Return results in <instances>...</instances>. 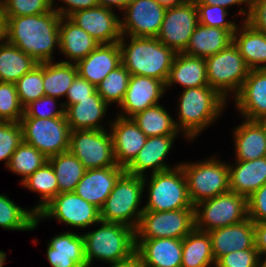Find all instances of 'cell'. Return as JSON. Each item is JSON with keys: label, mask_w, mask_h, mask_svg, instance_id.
<instances>
[{"label": "cell", "mask_w": 266, "mask_h": 267, "mask_svg": "<svg viewBox=\"0 0 266 267\" xmlns=\"http://www.w3.org/2000/svg\"><path fill=\"white\" fill-rule=\"evenodd\" d=\"M205 62L208 85L224 99L228 91L234 90L236 96L250 71L237 46L232 42L217 54L205 58Z\"/></svg>", "instance_id": "cell-8"}, {"label": "cell", "mask_w": 266, "mask_h": 267, "mask_svg": "<svg viewBox=\"0 0 266 267\" xmlns=\"http://www.w3.org/2000/svg\"><path fill=\"white\" fill-rule=\"evenodd\" d=\"M130 76L129 71L121 64L109 72L96 87L98 94L107 104L117 102L120 105L125 97Z\"/></svg>", "instance_id": "cell-41"}, {"label": "cell", "mask_w": 266, "mask_h": 267, "mask_svg": "<svg viewBox=\"0 0 266 267\" xmlns=\"http://www.w3.org/2000/svg\"><path fill=\"white\" fill-rule=\"evenodd\" d=\"M225 100L209 85L184 89L179 106L180 124L175 122L177 130L183 128L188 138H194L216 119Z\"/></svg>", "instance_id": "cell-4"}, {"label": "cell", "mask_w": 266, "mask_h": 267, "mask_svg": "<svg viewBox=\"0 0 266 267\" xmlns=\"http://www.w3.org/2000/svg\"><path fill=\"white\" fill-rule=\"evenodd\" d=\"M74 64V65H73ZM63 61L60 63L43 62V88L45 96H66L73 80L78 75L75 63Z\"/></svg>", "instance_id": "cell-36"}, {"label": "cell", "mask_w": 266, "mask_h": 267, "mask_svg": "<svg viewBox=\"0 0 266 267\" xmlns=\"http://www.w3.org/2000/svg\"><path fill=\"white\" fill-rule=\"evenodd\" d=\"M199 207H203L202 211ZM194 210L195 229L203 232L238 224L248 218L247 197L233 191L202 201Z\"/></svg>", "instance_id": "cell-6"}, {"label": "cell", "mask_w": 266, "mask_h": 267, "mask_svg": "<svg viewBox=\"0 0 266 267\" xmlns=\"http://www.w3.org/2000/svg\"><path fill=\"white\" fill-rule=\"evenodd\" d=\"M247 22L257 31L266 34V0H251Z\"/></svg>", "instance_id": "cell-51"}, {"label": "cell", "mask_w": 266, "mask_h": 267, "mask_svg": "<svg viewBox=\"0 0 266 267\" xmlns=\"http://www.w3.org/2000/svg\"><path fill=\"white\" fill-rule=\"evenodd\" d=\"M164 90L165 84L158 79L131 75L125 97L120 104L121 109L131 118L146 108L158 105Z\"/></svg>", "instance_id": "cell-22"}, {"label": "cell", "mask_w": 266, "mask_h": 267, "mask_svg": "<svg viewBox=\"0 0 266 267\" xmlns=\"http://www.w3.org/2000/svg\"><path fill=\"white\" fill-rule=\"evenodd\" d=\"M215 264L208 232L194 229L182 239L181 267H209Z\"/></svg>", "instance_id": "cell-34"}, {"label": "cell", "mask_w": 266, "mask_h": 267, "mask_svg": "<svg viewBox=\"0 0 266 267\" xmlns=\"http://www.w3.org/2000/svg\"><path fill=\"white\" fill-rule=\"evenodd\" d=\"M6 17H19L46 13L52 10V0H2Z\"/></svg>", "instance_id": "cell-44"}, {"label": "cell", "mask_w": 266, "mask_h": 267, "mask_svg": "<svg viewBox=\"0 0 266 267\" xmlns=\"http://www.w3.org/2000/svg\"><path fill=\"white\" fill-rule=\"evenodd\" d=\"M248 218L254 223L266 222V183L247 198Z\"/></svg>", "instance_id": "cell-49"}, {"label": "cell", "mask_w": 266, "mask_h": 267, "mask_svg": "<svg viewBox=\"0 0 266 267\" xmlns=\"http://www.w3.org/2000/svg\"><path fill=\"white\" fill-rule=\"evenodd\" d=\"M39 218L55 217L75 227L100 223V209L79 197L75 192L59 193L38 214Z\"/></svg>", "instance_id": "cell-14"}, {"label": "cell", "mask_w": 266, "mask_h": 267, "mask_svg": "<svg viewBox=\"0 0 266 267\" xmlns=\"http://www.w3.org/2000/svg\"><path fill=\"white\" fill-rule=\"evenodd\" d=\"M196 6L200 24L228 30L232 35L235 33L237 24L225 21V16L228 14L226 8L218 5L211 6L205 4H196Z\"/></svg>", "instance_id": "cell-46"}, {"label": "cell", "mask_w": 266, "mask_h": 267, "mask_svg": "<svg viewBox=\"0 0 266 267\" xmlns=\"http://www.w3.org/2000/svg\"><path fill=\"white\" fill-rule=\"evenodd\" d=\"M236 156L239 161L266 157V137L255 120H245L235 129Z\"/></svg>", "instance_id": "cell-32"}, {"label": "cell", "mask_w": 266, "mask_h": 267, "mask_svg": "<svg viewBox=\"0 0 266 267\" xmlns=\"http://www.w3.org/2000/svg\"><path fill=\"white\" fill-rule=\"evenodd\" d=\"M187 181L193 206L230 191L229 165L210 159L205 162L180 164Z\"/></svg>", "instance_id": "cell-7"}, {"label": "cell", "mask_w": 266, "mask_h": 267, "mask_svg": "<svg viewBox=\"0 0 266 267\" xmlns=\"http://www.w3.org/2000/svg\"><path fill=\"white\" fill-rule=\"evenodd\" d=\"M176 135L148 137L134 160L125 168V172L144 177V171L153 168V173L169 170L163 161L171 148Z\"/></svg>", "instance_id": "cell-24"}, {"label": "cell", "mask_w": 266, "mask_h": 267, "mask_svg": "<svg viewBox=\"0 0 266 267\" xmlns=\"http://www.w3.org/2000/svg\"><path fill=\"white\" fill-rule=\"evenodd\" d=\"M56 179L59 193L74 192L86 172L82 162L69 150L48 158Z\"/></svg>", "instance_id": "cell-35"}, {"label": "cell", "mask_w": 266, "mask_h": 267, "mask_svg": "<svg viewBox=\"0 0 266 267\" xmlns=\"http://www.w3.org/2000/svg\"><path fill=\"white\" fill-rule=\"evenodd\" d=\"M56 98L49 97V96H42L37 100L31 101L24 107V115L22 118H58V117H65V109L55 110L51 109L50 111H38L36 108L37 106H43L46 104H52L53 107L56 105ZM51 106V105H50Z\"/></svg>", "instance_id": "cell-48"}, {"label": "cell", "mask_w": 266, "mask_h": 267, "mask_svg": "<svg viewBox=\"0 0 266 267\" xmlns=\"http://www.w3.org/2000/svg\"><path fill=\"white\" fill-rule=\"evenodd\" d=\"M7 19L4 13V8L0 0V41L6 40Z\"/></svg>", "instance_id": "cell-56"}, {"label": "cell", "mask_w": 266, "mask_h": 267, "mask_svg": "<svg viewBox=\"0 0 266 267\" xmlns=\"http://www.w3.org/2000/svg\"><path fill=\"white\" fill-rule=\"evenodd\" d=\"M86 31L98 44L118 43L122 37L121 21L112 8L95 6L79 10L68 17Z\"/></svg>", "instance_id": "cell-16"}, {"label": "cell", "mask_w": 266, "mask_h": 267, "mask_svg": "<svg viewBox=\"0 0 266 267\" xmlns=\"http://www.w3.org/2000/svg\"><path fill=\"white\" fill-rule=\"evenodd\" d=\"M6 41L33 57L38 63L51 62L59 46L61 16L52 10L36 15L6 17Z\"/></svg>", "instance_id": "cell-1"}, {"label": "cell", "mask_w": 266, "mask_h": 267, "mask_svg": "<svg viewBox=\"0 0 266 267\" xmlns=\"http://www.w3.org/2000/svg\"><path fill=\"white\" fill-rule=\"evenodd\" d=\"M136 255L143 267H181L182 239H136Z\"/></svg>", "instance_id": "cell-19"}, {"label": "cell", "mask_w": 266, "mask_h": 267, "mask_svg": "<svg viewBox=\"0 0 266 267\" xmlns=\"http://www.w3.org/2000/svg\"><path fill=\"white\" fill-rule=\"evenodd\" d=\"M244 27L236 36L237 28L233 34V43L237 46L240 55L250 70L266 69V34L257 31L246 20ZM240 35V36H239ZM264 65H259L262 64Z\"/></svg>", "instance_id": "cell-31"}, {"label": "cell", "mask_w": 266, "mask_h": 267, "mask_svg": "<svg viewBox=\"0 0 266 267\" xmlns=\"http://www.w3.org/2000/svg\"><path fill=\"white\" fill-rule=\"evenodd\" d=\"M195 229L194 208L169 211H146L135 230L136 239H183Z\"/></svg>", "instance_id": "cell-11"}, {"label": "cell", "mask_w": 266, "mask_h": 267, "mask_svg": "<svg viewBox=\"0 0 266 267\" xmlns=\"http://www.w3.org/2000/svg\"><path fill=\"white\" fill-rule=\"evenodd\" d=\"M179 83L185 89L208 85L206 62L204 58L187 55L184 52L177 53L165 87Z\"/></svg>", "instance_id": "cell-28"}, {"label": "cell", "mask_w": 266, "mask_h": 267, "mask_svg": "<svg viewBox=\"0 0 266 267\" xmlns=\"http://www.w3.org/2000/svg\"><path fill=\"white\" fill-rule=\"evenodd\" d=\"M64 20L66 23L63 22ZM98 45L86 31L74 24L69 18L61 17L58 47L70 60L75 61V64L87 57Z\"/></svg>", "instance_id": "cell-30"}, {"label": "cell", "mask_w": 266, "mask_h": 267, "mask_svg": "<svg viewBox=\"0 0 266 267\" xmlns=\"http://www.w3.org/2000/svg\"><path fill=\"white\" fill-rule=\"evenodd\" d=\"M25 187L41 193V203L32 210L38 214L50 201L59 194L58 181L49 162L38 168L33 174L22 181Z\"/></svg>", "instance_id": "cell-38"}, {"label": "cell", "mask_w": 266, "mask_h": 267, "mask_svg": "<svg viewBox=\"0 0 266 267\" xmlns=\"http://www.w3.org/2000/svg\"><path fill=\"white\" fill-rule=\"evenodd\" d=\"M23 142L47 158L69 150L71 129L66 117L21 118Z\"/></svg>", "instance_id": "cell-10"}, {"label": "cell", "mask_w": 266, "mask_h": 267, "mask_svg": "<svg viewBox=\"0 0 266 267\" xmlns=\"http://www.w3.org/2000/svg\"><path fill=\"white\" fill-rule=\"evenodd\" d=\"M102 226L84 234V253L87 265L93 258L119 263L136 255L135 229L120 223L100 221Z\"/></svg>", "instance_id": "cell-3"}, {"label": "cell", "mask_w": 266, "mask_h": 267, "mask_svg": "<svg viewBox=\"0 0 266 267\" xmlns=\"http://www.w3.org/2000/svg\"><path fill=\"white\" fill-rule=\"evenodd\" d=\"M254 239L259 255L266 254V222L254 223Z\"/></svg>", "instance_id": "cell-53"}, {"label": "cell", "mask_w": 266, "mask_h": 267, "mask_svg": "<svg viewBox=\"0 0 266 267\" xmlns=\"http://www.w3.org/2000/svg\"><path fill=\"white\" fill-rule=\"evenodd\" d=\"M196 4H205V5H218L221 6L223 8H226L228 6L234 5V4H242L243 2H246V4L249 5V10L247 13H245V11L243 10V8H241L240 12H238V14H245L247 15L246 17V21L249 17L250 14V10H251V0H194Z\"/></svg>", "instance_id": "cell-54"}, {"label": "cell", "mask_w": 266, "mask_h": 267, "mask_svg": "<svg viewBox=\"0 0 266 267\" xmlns=\"http://www.w3.org/2000/svg\"><path fill=\"white\" fill-rule=\"evenodd\" d=\"M19 101L23 107L31 101L45 96L43 88V62L24 74L16 83Z\"/></svg>", "instance_id": "cell-42"}, {"label": "cell", "mask_w": 266, "mask_h": 267, "mask_svg": "<svg viewBox=\"0 0 266 267\" xmlns=\"http://www.w3.org/2000/svg\"><path fill=\"white\" fill-rule=\"evenodd\" d=\"M39 217L33 210H24L0 194V227L8 230H32Z\"/></svg>", "instance_id": "cell-39"}, {"label": "cell", "mask_w": 266, "mask_h": 267, "mask_svg": "<svg viewBox=\"0 0 266 267\" xmlns=\"http://www.w3.org/2000/svg\"><path fill=\"white\" fill-rule=\"evenodd\" d=\"M69 151L82 162L86 170L118 166L111 134L105 130L71 131Z\"/></svg>", "instance_id": "cell-12"}, {"label": "cell", "mask_w": 266, "mask_h": 267, "mask_svg": "<svg viewBox=\"0 0 266 267\" xmlns=\"http://www.w3.org/2000/svg\"><path fill=\"white\" fill-rule=\"evenodd\" d=\"M131 0H97V3L99 6H103L106 8H113V5L115 7H118L122 10L126 8V6L130 3Z\"/></svg>", "instance_id": "cell-55"}, {"label": "cell", "mask_w": 266, "mask_h": 267, "mask_svg": "<svg viewBox=\"0 0 266 267\" xmlns=\"http://www.w3.org/2000/svg\"><path fill=\"white\" fill-rule=\"evenodd\" d=\"M145 179L124 172L100 209L101 221L124 224L136 230L144 211V208L139 209L138 206L146 184Z\"/></svg>", "instance_id": "cell-5"}, {"label": "cell", "mask_w": 266, "mask_h": 267, "mask_svg": "<svg viewBox=\"0 0 266 267\" xmlns=\"http://www.w3.org/2000/svg\"><path fill=\"white\" fill-rule=\"evenodd\" d=\"M235 99L237 107L247 120L265 117L266 69L250 70Z\"/></svg>", "instance_id": "cell-23"}, {"label": "cell", "mask_w": 266, "mask_h": 267, "mask_svg": "<svg viewBox=\"0 0 266 267\" xmlns=\"http://www.w3.org/2000/svg\"><path fill=\"white\" fill-rule=\"evenodd\" d=\"M167 7L157 0H131L126 6L125 20L121 21L122 36L156 37L160 31Z\"/></svg>", "instance_id": "cell-15"}, {"label": "cell", "mask_w": 266, "mask_h": 267, "mask_svg": "<svg viewBox=\"0 0 266 267\" xmlns=\"http://www.w3.org/2000/svg\"><path fill=\"white\" fill-rule=\"evenodd\" d=\"M161 5H164L165 7H171L178 4H182L186 2L187 0H157Z\"/></svg>", "instance_id": "cell-58"}, {"label": "cell", "mask_w": 266, "mask_h": 267, "mask_svg": "<svg viewBox=\"0 0 266 267\" xmlns=\"http://www.w3.org/2000/svg\"><path fill=\"white\" fill-rule=\"evenodd\" d=\"M112 267H143L137 255H134L129 260L119 263H112Z\"/></svg>", "instance_id": "cell-57"}, {"label": "cell", "mask_w": 266, "mask_h": 267, "mask_svg": "<svg viewBox=\"0 0 266 267\" xmlns=\"http://www.w3.org/2000/svg\"><path fill=\"white\" fill-rule=\"evenodd\" d=\"M259 252L254 246L252 249L230 252L221 256L216 262V267H260Z\"/></svg>", "instance_id": "cell-47"}, {"label": "cell", "mask_w": 266, "mask_h": 267, "mask_svg": "<svg viewBox=\"0 0 266 267\" xmlns=\"http://www.w3.org/2000/svg\"><path fill=\"white\" fill-rule=\"evenodd\" d=\"M130 39L128 46L124 43L123 36L118 42L122 65L131 75L152 77L165 84L177 53L156 37Z\"/></svg>", "instance_id": "cell-2"}, {"label": "cell", "mask_w": 266, "mask_h": 267, "mask_svg": "<svg viewBox=\"0 0 266 267\" xmlns=\"http://www.w3.org/2000/svg\"><path fill=\"white\" fill-rule=\"evenodd\" d=\"M122 64L118 43L99 44L87 57L76 63L78 75L97 87L100 82Z\"/></svg>", "instance_id": "cell-20"}, {"label": "cell", "mask_w": 266, "mask_h": 267, "mask_svg": "<svg viewBox=\"0 0 266 267\" xmlns=\"http://www.w3.org/2000/svg\"><path fill=\"white\" fill-rule=\"evenodd\" d=\"M124 172L125 168L121 166L86 170L74 192L101 209L114 189L115 183Z\"/></svg>", "instance_id": "cell-18"}, {"label": "cell", "mask_w": 266, "mask_h": 267, "mask_svg": "<svg viewBox=\"0 0 266 267\" xmlns=\"http://www.w3.org/2000/svg\"><path fill=\"white\" fill-rule=\"evenodd\" d=\"M65 4H68L69 8L64 9L63 7L56 9L55 11L61 16L68 18L71 14L76 11L89 9L98 6L97 0H63ZM54 3V0H52Z\"/></svg>", "instance_id": "cell-52"}, {"label": "cell", "mask_w": 266, "mask_h": 267, "mask_svg": "<svg viewBox=\"0 0 266 267\" xmlns=\"http://www.w3.org/2000/svg\"><path fill=\"white\" fill-rule=\"evenodd\" d=\"M146 211H171L194 208L188 195L187 181L182 167L152 173L149 182Z\"/></svg>", "instance_id": "cell-9"}, {"label": "cell", "mask_w": 266, "mask_h": 267, "mask_svg": "<svg viewBox=\"0 0 266 267\" xmlns=\"http://www.w3.org/2000/svg\"><path fill=\"white\" fill-rule=\"evenodd\" d=\"M131 118L147 137L176 135L178 132L176 121L160 104L146 108Z\"/></svg>", "instance_id": "cell-37"}, {"label": "cell", "mask_w": 266, "mask_h": 267, "mask_svg": "<svg viewBox=\"0 0 266 267\" xmlns=\"http://www.w3.org/2000/svg\"><path fill=\"white\" fill-rule=\"evenodd\" d=\"M199 24L198 9L194 0L167 7L156 38L173 49L176 53L183 52Z\"/></svg>", "instance_id": "cell-13"}, {"label": "cell", "mask_w": 266, "mask_h": 267, "mask_svg": "<svg viewBox=\"0 0 266 267\" xmlns=\"http://www.w3.org/2000/svg\"><path fill=\"white\" fill-rule=\"evenodd\" d=\"M24 115L14 83L0 82V121L20 122Z\"/></svg>", "instance_id": "cell-43"}, {"label": "cell", "mask_w": 266, "mask_h": 267, "mask_svg": "<svg viewBox=\"0 0 266 267\" xmlns=\"http://www.w3.org/2000/svg\"><path fill=\"white\" fill-rule=\"evenodd\" d=\"M5 257H6V254L4 252L0 251V267H3Z\"/></svg>", "instance_id": "cell-60"}, {"label": "cell", "mask_w": 266, "mask_h": 267, "mask_svg": "<svg viewBox=\"0 0 266 267\" xmlns=\"http://www.w3.org/2000/svg\"><path fill=\"white\" fill-rule=\"evenodd\" d=\"M22 141V126L20 122L0 121V161L6 160V166Z\"/></svg>", "instance_id": "cell-45"}, {"label": "cell", "mask_w": 266, "mask_h": 267, "mask_svg": "<svg viewBox=\"0 0 266 267\" xmlns=\"http://www.w3.org/2000/svg\"><path fill=\"white\" fill-rule=\"evenodd\" d=\"M96 90V87L92 83L77 75L66 93L69 100L68 103H64L61 106L65 109L72 104L78 103L80 100L90 99V96Z\"/></svg>", "instance_id": "cell-50"}, {"label": "cell", "mask_w": 266, "mask_h": 267, "mask_svg": "<svg viewBox=\"0 0 266 267\" xmlns=\"http://www.w3.org/2000/svg\"><path fill=\"white\" fill-rule=\"evenodd\" d=\"M229 165L230 191L247 198L266 183V157Z\"/></svg>", "instance_id": "cell-26"}, {"label": "cell", "mask_w": 266, "mask_h": 267, "mask_svg": "<svg viewBox=\"0 0 266 267\" xmlns=\"http://www.w3.org/2000/svg\"><path fill=\"white\" fill-rule=\"evenodd\" d=\"M112 144L118 166L126 168L144 146L147 136L132 118L120 115L112 124Z\"/></svg>", "instance_id": "cell-17"}, {"label": "cell", "mask_w": 266, "mask_h": 267, "mask_svg": "<svg viewBox=\"0 0 266 267\" xmlns=\"http://www.w3.org/2000/svg\"><path fill=\"white\" fill-rule=\"evenodd\" d=\"M108 104L98 94L97 90L90 99L80 100L65 109V117L71 131L104 130L98 121L106 114Z\"/></svg>", "instance_id": "cell-27"}, {"label": "cell", "mask_w": 266, "mask_h": 267, "mask_svg": "<svg viewBox=\"0 0 266 267\" xmlns=\"http://www.w3.org/2000/svg\"><path fill=\"white\" fill-rule=\"evenodd\" d=\"M232 42L233 35L228 30L199 23L183 52L205 59L217 54Z\"/></svg>", "instance_id": "cell-29"}, {"label": "cell", "mask_w": 266, "mask_h": 267, "mask_svg": "<svg viewBox=\"0 0 266 267\" xmlns=\"http://www.w3.org/2000/svg\"><path fill=\"white\" fill-rule=\"evenodd\" d=\"M261 127L265 137H266V116L265 117H261L257 120H255Z\"/></svg>", "instance_id": "cell-59"}, {"label": "cell", "mask_w": 266, "mask_h": 267, "mask_svg": "<svg viewBox=\"0 0 266 267\" xmlns=\"http://www.w3.org/2000/svg\"><path fill=\"white\" fill-rule=\"evenodd\" d=\"M47 258L52 267L87 266L83 236L65 232L52 238Z\"/></svg>", "instance_id": "cell-25"}, {"label": "cell", "mask_w": 266, "mask_h": 267, "mask_svg": "<svg viewBox=\"0 0 266 267\" xmlns=\"http://www.w3.org/2000/svg\"><path fill=\"white\" fill-rule=\"evenodd\" d=\"M38 62L7 41L0 43V82L16 83L32 71Z\"/></svg>", "instance_id": "cell-33"}, {"label": "cell", "mask_w": 266, "mask_h": 267, "mask_svg": "<svg viewBox=\"0 0 266 267\" xmlns=\"http://www.w3.org/2000/svg\"><path fill=\"white\" fill-rule=\"evenodd\" d=\"M46 162L48 158L43 153L22 141L10 158L7 167L16 174H21L24 181Z\"/></svg>", "instance_id": "cell-40"}, {"label": "cell", "mask_w": 266, "mask_h": 267, "mask_svg": "<svg viewBox=\"0 0 266 267\" xmlns=\"http://www.w3.org/2000/svg\"><path fill=\"white\" fill-rule=\"evenodd\" d=\"M215 262L230 252L252 249L255 246L254 222L247 218L238 224L208 232Z\"/></svg>", "instance_id": "cell-21"}, {"label": "cell", "mask_w": 266, "mask_h": 267, "mask_svg": "<svg viewBox=\"0 0 266 267\" xmlns=\"http://www.w3.org/2000/svg\"><path fill=\"white\" fill-rule=\"evenodd\" d=\"M260 267H266V260H263V262L261 263Z\"/></svg>", "instance_id": "cell-61"}]
</instances>
